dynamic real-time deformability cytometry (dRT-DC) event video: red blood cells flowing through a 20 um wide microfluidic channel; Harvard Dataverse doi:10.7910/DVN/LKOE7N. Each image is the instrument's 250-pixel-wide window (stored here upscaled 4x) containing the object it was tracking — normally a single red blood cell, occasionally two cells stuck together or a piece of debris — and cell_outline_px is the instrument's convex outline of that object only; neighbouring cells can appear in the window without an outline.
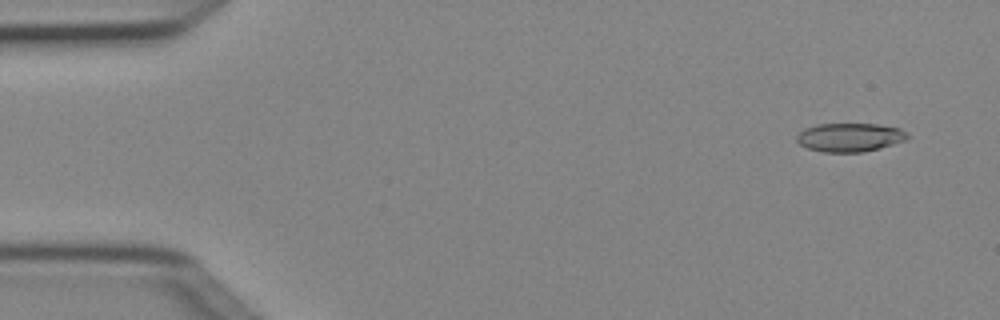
{"species": "Egyptian fruit bat (a non-hibernating species)", "species_latin": "Rousettus aegyptiacus", "temperature_condition": "cold", "stored_images_in_passage": 5, "segment_of_instrument_passage": [1, 2], "camera_frame_rate_fps": 3000, "um_per_image_px": 0.085, "animal": {"sex": "female"}, "frame": {"image": 1, "passage_image": 1, "time_ms": 0.0, "image_size_px": [1000, 320], "cell_outline_px": [[908, 136], [904, 140], [880, 148], [864, 152], [824, 152], [808, 148], [800, 144], [796, 140], [796, 136], [804, 128], [816, 124], [876, 124], [900, 128], [908, 132]], "centroid_in_image_um": [72.22, 11.67], "position_along_channel_um": 12.8, "area_um2": 18.44}}